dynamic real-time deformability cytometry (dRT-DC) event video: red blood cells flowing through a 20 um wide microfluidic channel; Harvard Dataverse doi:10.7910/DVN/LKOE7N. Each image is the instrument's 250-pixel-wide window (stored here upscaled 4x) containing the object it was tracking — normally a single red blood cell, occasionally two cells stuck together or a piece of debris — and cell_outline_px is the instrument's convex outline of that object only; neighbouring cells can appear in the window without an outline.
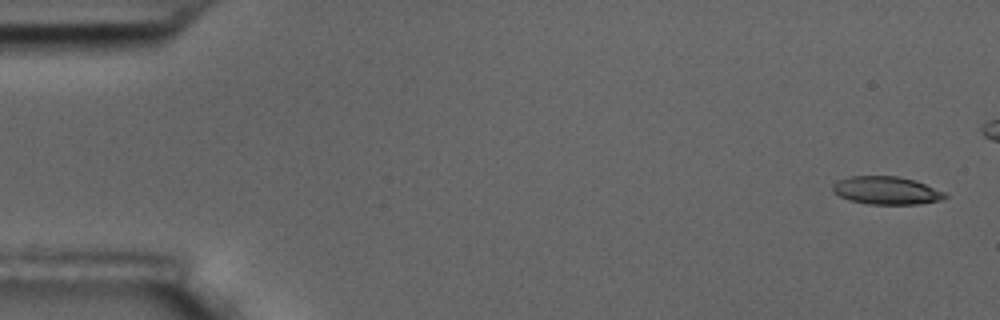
{"species": "common noctule bat (a hibernating species)", "species_latin": "Nyctalus noctula", "temperature_condition": "room temperature", "stored_images_in_passage": 6, "camera_frame_rate_fps": 3000, "um_per_image_px": 0.085, "animal": {"sex": "male", "body_mass_g": 17.5, "forearm_length_mm": 52.3}, "frame": {"image": 1, "passage_image": 1, "time_ms": 0.0, "image_size_px": [1000, 320], "cell_outline_px": [[948, 196], [944, 200], [920, 204], [868, 204], [848, 200], [832, 192], [832, 184], [848, 176], [896, 176], [912, 180], [924, 184], [944, 192]], "centroid_in_image_um": [75.33, 16.2], "position_along_channel_um": 9.7, "area_um2": 18.26}}